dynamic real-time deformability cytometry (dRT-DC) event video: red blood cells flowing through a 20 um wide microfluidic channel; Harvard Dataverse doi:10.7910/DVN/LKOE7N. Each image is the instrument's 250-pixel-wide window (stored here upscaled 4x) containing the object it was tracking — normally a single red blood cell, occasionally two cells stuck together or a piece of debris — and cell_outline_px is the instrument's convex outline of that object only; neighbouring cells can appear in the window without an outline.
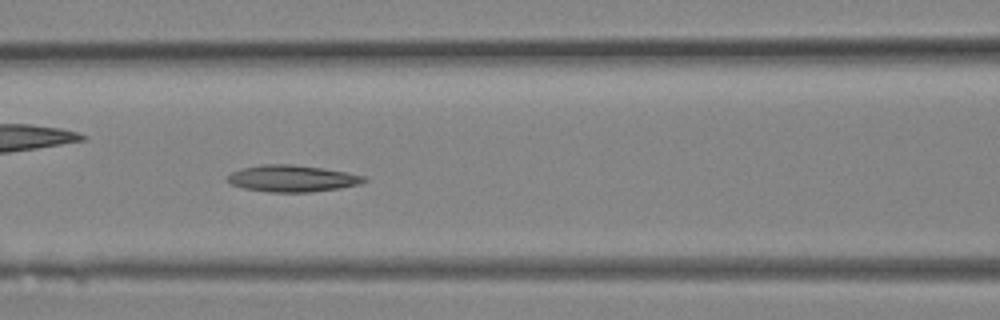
{"species": "Egyptian fruit bat (a non-hibernating species)", "species_latin": "Rousettus aegyptiacus", "temperature_condition": "room temperature", "stored_images_in_passage": 17, "camera_frame_rate_fps": 3000, "um_per_image_px": 0.085, "animal": {"sex": "female"}, "frame": {"image": 1, "passage_image": 12, "time_ms": 3.667, "image_size_px": [1000, 320], "cell_outline_px": [[368, 180], [360, 184], [340, 188], [308, 192], [268, 192], [244, 188], [232, 184], [228, 180], [228, 176], [232, 172], [244, 168], [264, 164], [292, 164], [324, 168], [348, 172], [364, 176]], "centroid_in_image_um": [24.89, 15.17], "position_along_channel_um": 141.7, "area_um2": 21.1}}
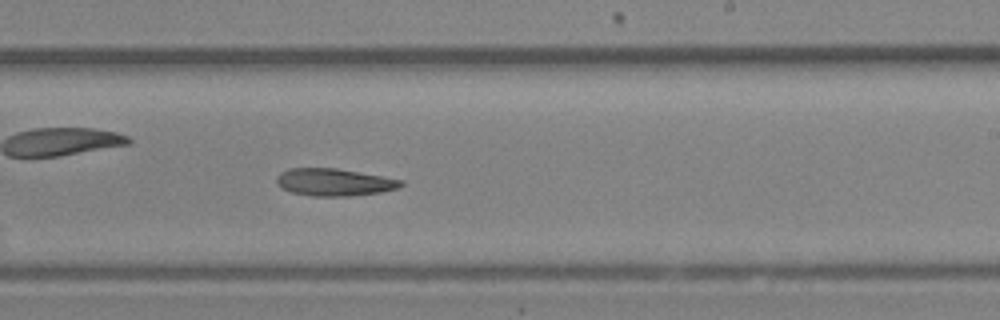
{"frame": {"image": 2, "passage_image": 17, "time_ms": 5.333, "image_size_px": [1000, 320], "cell_outline_px": [[404, 184], [400, 188], [380, 192], [352, 196], [312, 196], [292, 192], [276, 184], [276, 176], [280, 172], [288, 168], [336, 168], [384, 176], [404, 180]], "centroid_in_image_um": [28.43, 15.48], "position_along_channel_um": 260.6, "area_um2": 20.0}}